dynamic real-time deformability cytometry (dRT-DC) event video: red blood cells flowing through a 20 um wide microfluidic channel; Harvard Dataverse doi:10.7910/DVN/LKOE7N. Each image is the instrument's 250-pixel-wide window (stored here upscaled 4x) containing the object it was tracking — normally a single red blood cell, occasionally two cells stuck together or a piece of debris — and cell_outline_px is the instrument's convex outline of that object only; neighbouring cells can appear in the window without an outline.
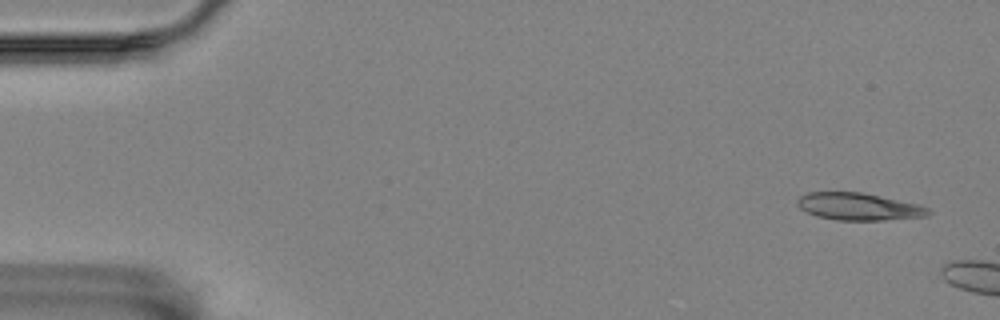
{"species": "Egyptian fruit bat (a non-hibernating species)", "species_latin": "Rousettus aegyptiacus", "temperature_condition": "room temperature", "stored_images_in_passage": 6, "camera_frame_rate_fps": 3000, "um_per_image_px": 0.085, "animal": {"sex": "female"}, "frame": {"image": 1, "passage_image": 1, "time_ms": 0.0, "image_size_px": [1000, 320], "cell_outline_px": [[932, 212], [928, 216], [884, 220], [836, 220], [816, 216], [800, 208], [796, 204], [796, 200], [800, 196], [808, 192], [860, 192], [920, 204], [928, 208]], "centroid_in_image_um": [72.99, 17.56], "position_along_channel_um": 12.0, "area_um2": 20.87}}